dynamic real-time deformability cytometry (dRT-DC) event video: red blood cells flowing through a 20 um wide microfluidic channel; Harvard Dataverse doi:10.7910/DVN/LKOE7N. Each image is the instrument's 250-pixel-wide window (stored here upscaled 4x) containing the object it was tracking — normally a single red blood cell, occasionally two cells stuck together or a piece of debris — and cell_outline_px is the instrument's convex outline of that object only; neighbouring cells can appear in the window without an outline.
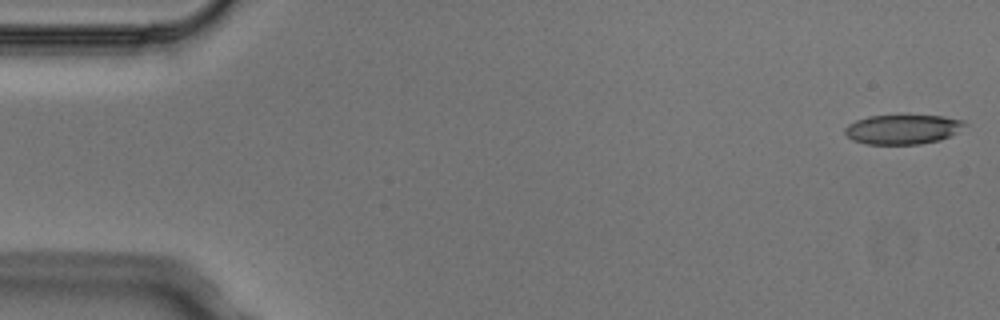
{"species": "Egyptian fruit bat (a non-hibernating species)", "species_latin": "Rousettus aegyptiacus", "temperature_condition": "cold", "stored_images_in_passage": 5, "camera_frame_rate_fps": 3000, "um_per_image_px": 0.085, "animal": {"sex": "male"}, "frame": {"image": 1, "passage_image": 1, "time_ms": 0.0, "image_size_px": [1000, 320], "cell_outline_px": [[968, 124], [956, 132], [940, 140], [920, 144], [864, 144], [852, 140], [844, 132], [844, 128], [848, 124], [856, 120], [868, 116], [944, 116], [964, 120]], "centroid_in_image_um": [76.71, 11.0], "position_along_channel_um": 8.3, "area_um2": 20.58}}
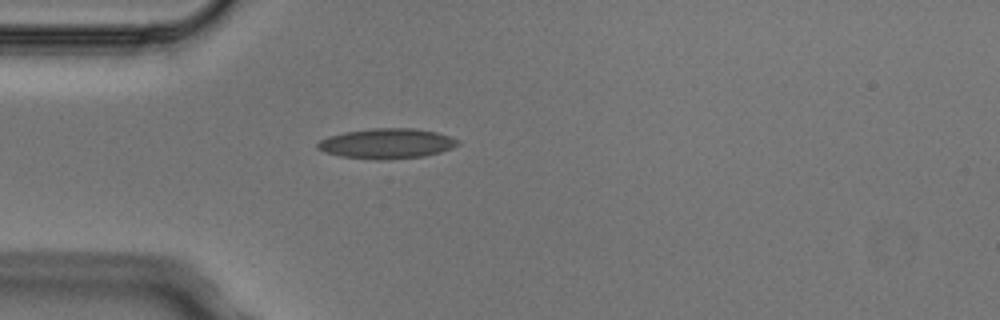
{"frame": {"image": 2, "passage_image": 5, "time_ms": 1.333, "image_size_px": [1000, 320], "cell_outline_px": [[460, 144], [452, 148], [440, 152], [424, 156], [380, 160], [376, 160], [340, 156], [324, 152], [316, 148], [316, 144], [320, 140], [328, 136], [344, 132], [372, 128], [412, 128], [436, 132], [452, 136], [460, 140]], "centroid_in_image_um": [32.88, 12.2], "position_along_channel_um": 52.1, "area_um2": 24.8}}